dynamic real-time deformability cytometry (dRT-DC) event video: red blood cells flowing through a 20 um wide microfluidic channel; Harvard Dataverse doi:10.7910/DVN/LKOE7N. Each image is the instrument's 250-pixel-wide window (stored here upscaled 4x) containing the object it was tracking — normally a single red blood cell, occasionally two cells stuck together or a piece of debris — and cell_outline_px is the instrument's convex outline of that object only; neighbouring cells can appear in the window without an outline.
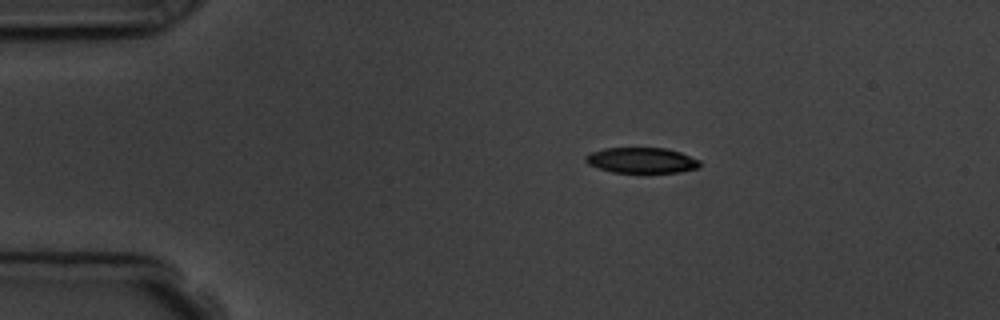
{"species": "common noctule bat (a hibernating species)", "species_latin": "Nyctalus noctula", "temperature_condition": "room temperature", "stored_images_in_passage": 7, "camera_frame_rate_fps": 3000, "um_per_image_px": 0.085, "animal": {"sex": "male", "body_mass_g": 19.5, "forearm_length_mm": 54.6}, "frame": {"image": 1, "passage_image": 2, "time_ms": 2.0, "image_size_px": [1000, 320], "cell_outline_px": [[700, 164], [696, 168], [676, 172], [612, 172], [588, 164], [584, 160], [584, 156], [592, 152], [604, 148], [664, 148], [680, 152], [700, 160]], "centroid_in_image_um": [54.5, 13.62], "position_along_channel_um": 30.5, "area_um2": 16.76}}
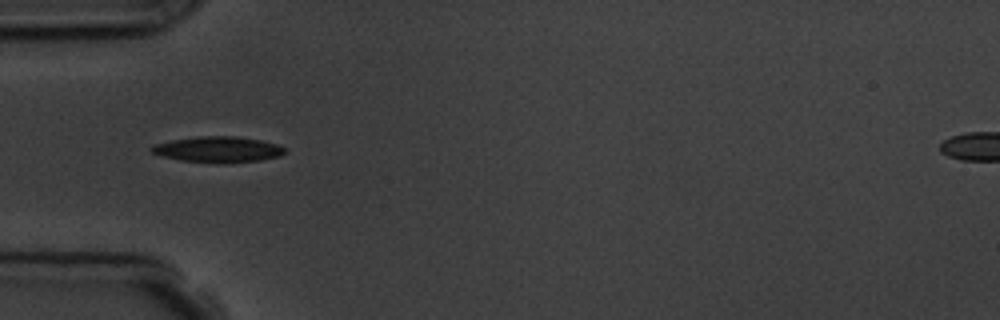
{"frame": {"image": 2, "passage_image": 4, "time_ms": 4.333, "image_size_px": [1000, 320], "cell_outline_px": [[284, 152], [280, 156], [260, 160], [220, 164], [180, 160], [160, 156], [152, 152], [148, 148], [156, 144], [172, 140], [200, 136], [236, 136], [260, 140], [276, 144], [284, 148]], "centroid_in_image_um": [18.5, 12.71], "position_along_channel_um": 66.5, "area_um2": 20.06}}